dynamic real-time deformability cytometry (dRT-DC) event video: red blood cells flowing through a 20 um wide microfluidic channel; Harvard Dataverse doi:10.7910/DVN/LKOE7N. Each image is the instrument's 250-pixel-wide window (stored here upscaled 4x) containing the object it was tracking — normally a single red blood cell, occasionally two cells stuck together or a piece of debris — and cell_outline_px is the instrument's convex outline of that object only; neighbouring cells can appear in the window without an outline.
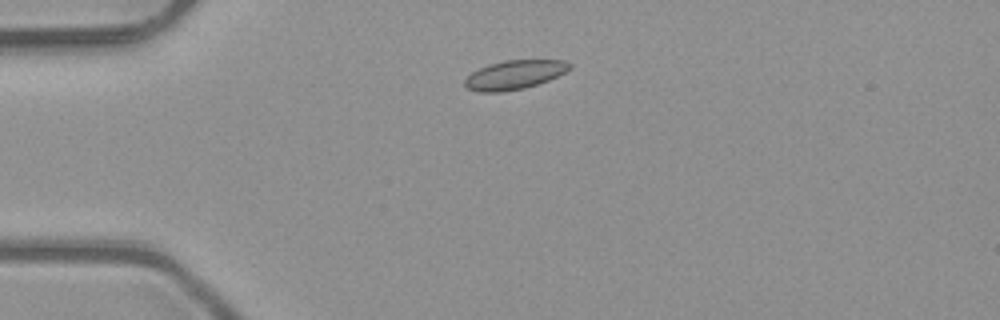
{"species": "common noctule bat (a hibernating species)", "species_latin": "Nyctalus noctula", "temperature_condition": "room temperature", "stored_images_in_passage": 2, "camera_frame_rate_fps": 3000, "um_per_image_px": 0.085, "animal": {"sex": "male", "body_mass_g": 23.1, "forearm_length_mm": 52.7}, "frame": {"image": 1, "passage_image": 2, "time_ms": 0.333, "image_size_px": [1000, 320], "cell_outline_px": [[572, 68], [548, 80], [524, 88], [500, 92], [480, 92], [468, 88], [464, 84], [464, 80], [472, 72], [488, 64], [504, 60], [564, 60], [572, 64]], "centroid_in_image_um": [43.73, 6.35], "position_along_channel_um": 41.3, "area_um2": 17.57}}